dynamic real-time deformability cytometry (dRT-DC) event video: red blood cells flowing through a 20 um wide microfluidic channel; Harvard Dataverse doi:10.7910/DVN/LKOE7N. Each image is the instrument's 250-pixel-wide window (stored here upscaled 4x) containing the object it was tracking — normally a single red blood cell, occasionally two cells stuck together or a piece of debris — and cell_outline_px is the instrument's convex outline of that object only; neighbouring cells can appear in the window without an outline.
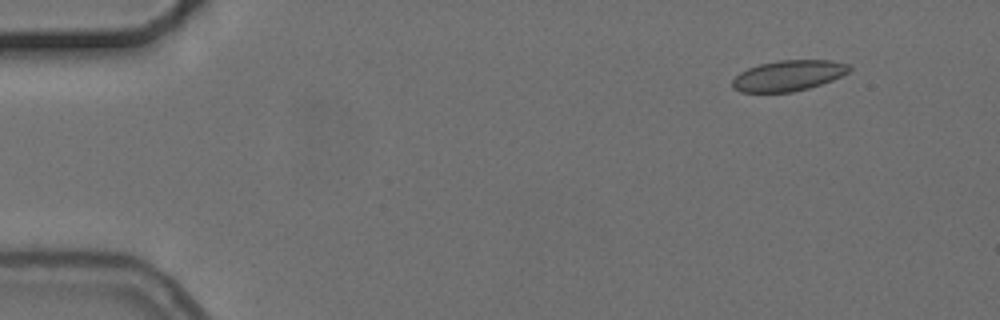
{"species": "common noctule bat (a hibernating species)", "species_latin": "Nyctalus noctula", "temperature_condition": "cold", "stored_images_in_passage": 4, "camera_frame_rate_fps": 3000, "um_per_image_px": 0.085, "animal": {"sex": "female", "body_mass_g": 24.6, "forearm_length_mm": 56.2}, "frame": {"image": 1, "passage_image": 1, "time_ms": 0.0, "image_size_px": [1000, 320], "cell_outline_px": [[852, 68], [848, 72], [832, 80], [808, 88], [792, 92], [740, 92], [732, 88], [732, 80], [740, 72], [748, 68], [760, 64], [776, 60], [832, 60], [848, 64]], "centroid_in_image_um": [66.99, 6.42], "position_along_channel_um": 18.0, "area_um2": 20.87}}
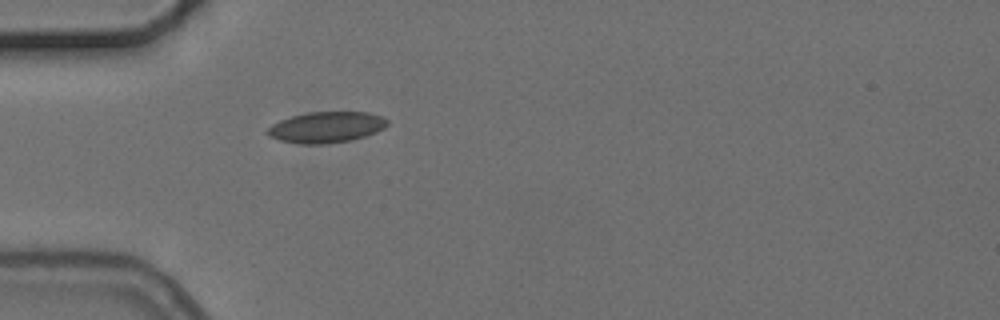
{"frame": {"image": 2, "passage_image": 4, "time_ms": 3.667, "image_size_px": [1000, 320], "cell_outline_px": [[388, 124], [384, 128], [376, 132], [352, 140], [328, 144], [300, 144], [280, 140], [268, 136], [264, 132], [272, 124], [280, 120], [292, 116], [308, 112], [368, 112], [384, 116], [388, 120]], "centroid_in_image_um": [27.74, 10.81], "position_along_channel_um": 57.3, "area_um2": 21.85}}